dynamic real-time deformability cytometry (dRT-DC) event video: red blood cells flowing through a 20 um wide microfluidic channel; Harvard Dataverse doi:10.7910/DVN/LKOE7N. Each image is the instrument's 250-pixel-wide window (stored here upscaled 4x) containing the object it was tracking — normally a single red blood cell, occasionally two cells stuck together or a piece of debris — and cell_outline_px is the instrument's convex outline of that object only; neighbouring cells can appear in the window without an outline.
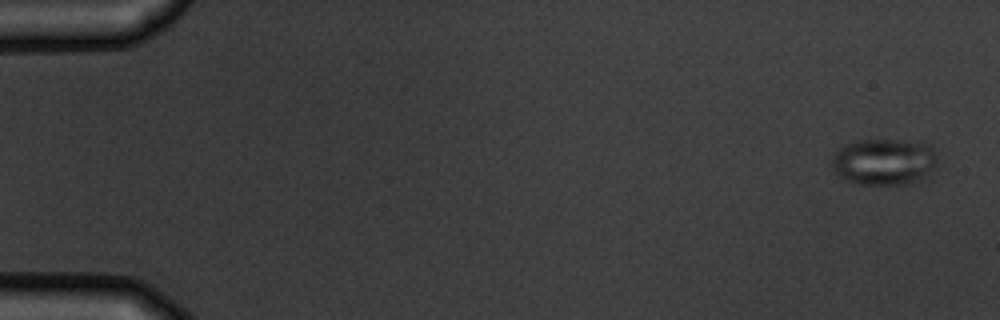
{"species": "common noctule bat (a hibernating species)", "species_latin": "Nyctalus noctula", "temperature_condition": "warm", "stored_images_in_passage": 6, "camera_frame_rate_fps": 3000, "um_per_image_px": 0.085, "animal": {"sex": "male", "body_mass_g": 19.5, "forearm_length_mm": 54.6}, "frame": {"image": 1, "passage_image": 1, "time_ms": 0.0, "image_size_px": [1000, 320], "cell_outline_px": [[936, 164], [924, 180], [920, 184], [860, 184], [844, 180], [832, 168], [832, 156], [844, 144], [856, 140], [892, 140], [932, 144], [936, 156]], "centroid_in_image_um": [75.17, 13.77], "position_along_channel_um": 9.8, "area_um2": 28.96}}